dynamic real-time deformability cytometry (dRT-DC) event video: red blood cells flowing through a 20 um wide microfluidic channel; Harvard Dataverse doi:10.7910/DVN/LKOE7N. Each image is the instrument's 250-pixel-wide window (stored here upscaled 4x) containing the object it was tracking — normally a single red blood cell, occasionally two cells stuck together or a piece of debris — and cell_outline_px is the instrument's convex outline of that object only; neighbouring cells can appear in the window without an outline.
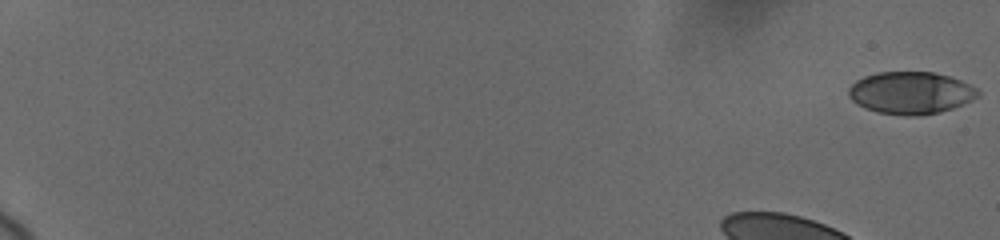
{"species": "human", "species_latin": "Homo sapiens", "temperature_condition": "cold", "stored_images_in_passage": 60, "camera_frame_rate_fps": 3000, "um_per_image_px": 0.085, "donor": {"sex": "female"}, "frame": {"image": 1, "passage_image": 1, "time_ms": 0.0, "image_size_px": [1000, 240], "cell_outline_px": [[980, 96], [964, 104], [940, 112], [920, 116], [904, 116], [876, 112], [864, 108], [852, 100], [848, 96], [848, 88], [856, 80], [864, 76], [876, 72], [932, 72], [948, 76], [960, 80], [976, 88], [980, 92]], "centroid_in_image_um": [77.4, 7.9], "position_along_channel_um": 7.6, "area_um2": 32.08}}
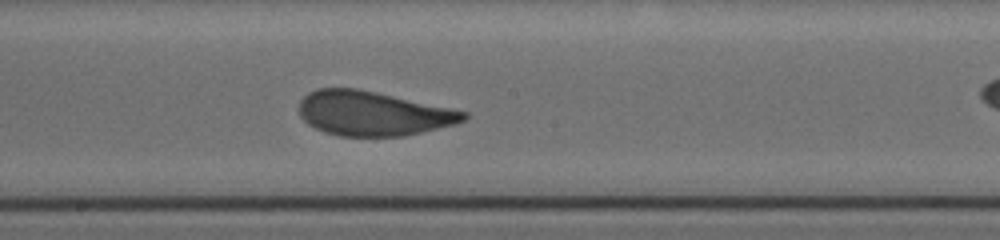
{"frame": {"image": 2, "passage_image": 38, "time_ms": 10.333, "image_size_px": [1000, 240], "cell_outline_px": [[468, 116], [464, 120], [456, 124], [404, 136], [340, 136], [324, 132], [308, 124], [300, 116], [300, 100], [308, 92], [316, 88], [356, 88], [376, 92], [468, 112]], "centroid_in_image_um": [31.67, 9.64], "position_along_channel_um": 216.5, "area_um2": 42.43}}
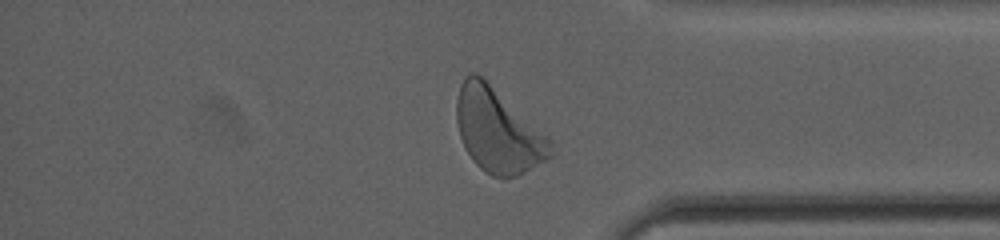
{"frame": {"image": 3, "passage_image": 57, "time_ms": 15.333, "image_size_px": [1000, 240], "cell_outline_px": [[552, 156], [548, 160], [516, 176], [504, 180], [492, 176], [484, 172], [472, 160], [464, 148], [460, 136], [456, 120], [456, 100], [460, 84], [464, 76], [472, 72], [476, 72], [552, 140]], "centroid_in_image_um": [42.3, 11.15], "position_along_channel_um": 392.9, "area_um2": 45.89}}